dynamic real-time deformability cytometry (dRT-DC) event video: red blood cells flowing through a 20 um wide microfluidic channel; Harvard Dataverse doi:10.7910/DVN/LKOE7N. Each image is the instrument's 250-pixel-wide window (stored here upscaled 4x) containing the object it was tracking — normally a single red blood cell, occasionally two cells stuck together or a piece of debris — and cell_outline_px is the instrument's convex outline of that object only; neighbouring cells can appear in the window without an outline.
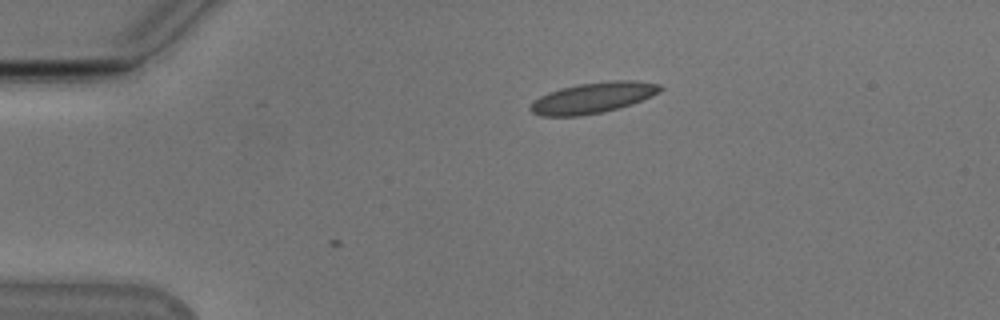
{"species": "Egyptian fruit bat (a non-hibernating species)", "species_latin": "Rousettus aegyptiacus", "temperature_condition": "cold", "stored_images_in_passage": 2, "camera_frame_rate_fps": 3000, "um_per_image_px": 0.085, "animal": {"sex": "male"}, "frame": {"image": 1, "passage_image": 2, "time_ms": 0.333, "image_size_px": [1000, 320], "cell_outline_px": [[664, 88], [660, 92], [652, 96], [632, 104], [604, 112], [580, 116], [540, 116], [532, 112], [528, 108], [532, 100], [548, 92], [560, 88], [580, 84], [608, 80], [636, 80], [660, 84]], "centroid_in_image_um": [50.4, 8.31], "position_along_channel_um": 34.6, "area_um2": 23.58}}